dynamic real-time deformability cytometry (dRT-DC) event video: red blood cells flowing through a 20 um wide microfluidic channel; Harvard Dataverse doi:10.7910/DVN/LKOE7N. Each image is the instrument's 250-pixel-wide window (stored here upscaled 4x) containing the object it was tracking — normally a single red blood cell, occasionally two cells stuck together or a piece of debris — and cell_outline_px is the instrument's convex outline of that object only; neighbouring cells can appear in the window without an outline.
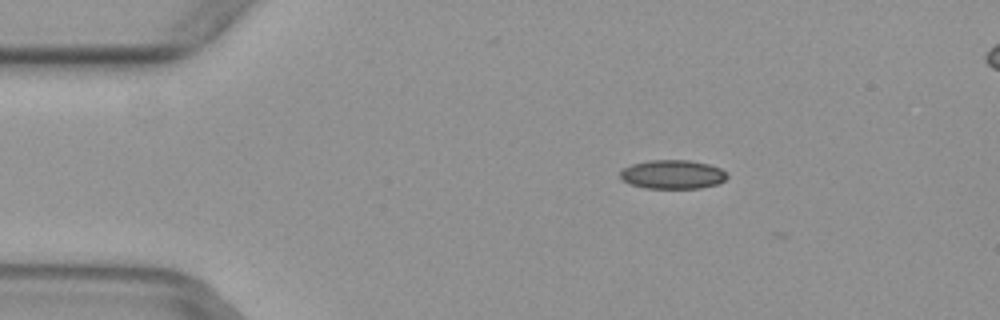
{"species": "common noctule bat (a hibernating species)", "species_latin": "Nyctalus noctula", "temperature_condition": "warm", "stored_images_in_passage": 5, "camera_frame_rate_fps": 3000, "um_per_image_px": 0.085, "animal": {"sex": "female", "body_mass_g": 29.2, "forearm_length_mm": 56.3}, "frame": {"image": 1, "passage_image": 3, "time_ms": 0.667, "image_size_px": [1000, 320], "cell_outline_px": [[728, 176], [724, 180], [716, 184], [700, 188], [644, 188], [632, 184], [624, 180], [620, 176], [620, 168], [632, 164], [648, 160], [688, 160], [708, 164], [720, 168]], "centroid_in_image_um": [57.14, 14.82], "position_along_channel_um": 27.9, "area_um2": 17.92}}